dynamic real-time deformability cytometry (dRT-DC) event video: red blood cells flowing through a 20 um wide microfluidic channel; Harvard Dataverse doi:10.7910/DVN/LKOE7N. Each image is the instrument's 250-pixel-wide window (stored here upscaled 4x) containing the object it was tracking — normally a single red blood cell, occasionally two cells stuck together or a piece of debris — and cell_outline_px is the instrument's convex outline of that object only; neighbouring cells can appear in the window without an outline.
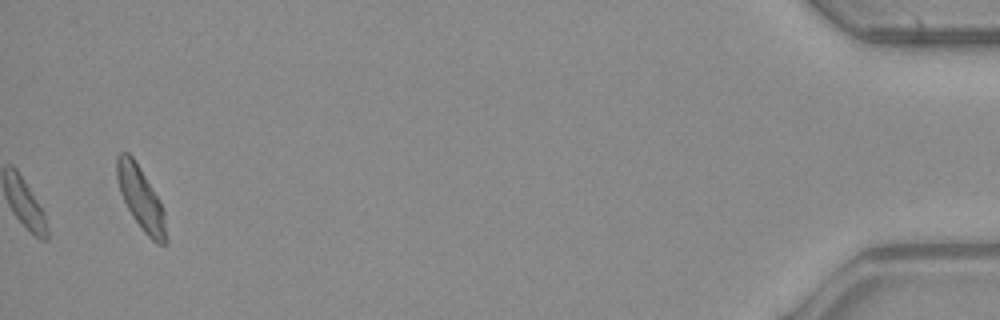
{"species": "common noctule bat (a hibernating species)", "species_latin": "Nyctalus noctula", "temperature_condition": "warm", "stored_images_in_passage": 39, "camera_frame_rate_fps": 3000, "um_per_image_px": 0.085, "animal": {"sex": "male", "body_mass_g": 23.1, "forearm_length_mm": 52.7}, "frame": {"image": 1, "passage_image": 39, "time_ms": 12.667, "image_size_px": [1000, 320], "cell_outline_px": [[168, 240], [164, 244], [156, 244], [144, 232], [132, 216], [120, 192], [116, 176], [116, 156], [120, 152], [128, 152], [132, 156], [140, 168], [160, 200], [164, 212]], "centroid_in_image_um": [11.98, 16.86], "position_along_channel_um": 423.2, "area_um2": 18.03}, "authors_computed_cell_mechanics": {"area_um2": 13.1784, "velocity_mm_per_s": 3.9349, "shape_relaxation_time_tau1_ms": 5.4033, "shape_relaxation_time_tau2_ms": null, "deformation_change_tau1": 0.1553, "deformation_change_tau2": null}}